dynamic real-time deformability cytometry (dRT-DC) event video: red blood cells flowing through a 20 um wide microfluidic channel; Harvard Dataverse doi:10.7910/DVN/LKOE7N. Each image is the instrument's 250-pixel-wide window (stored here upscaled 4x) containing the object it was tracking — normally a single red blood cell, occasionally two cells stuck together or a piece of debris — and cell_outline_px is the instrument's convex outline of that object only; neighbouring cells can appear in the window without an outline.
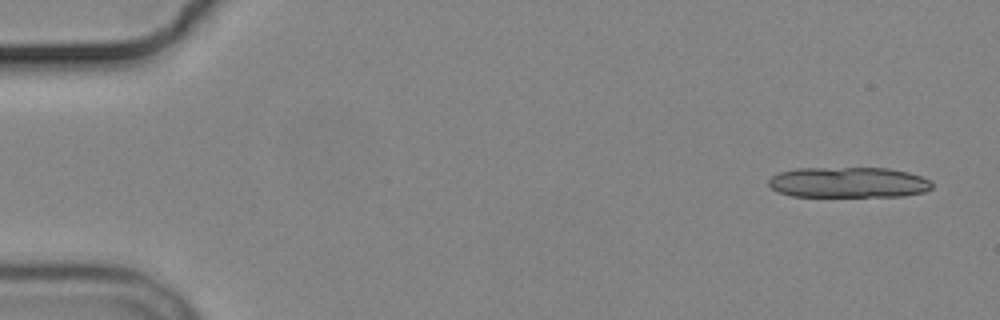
{"species": "common noctule bat (a hibernating species)", "species_latin": "Nyctalus noctula", "temperature_condition": "cold", "stored_images_in_passage": 4, "camera_frame_rate_fps": 3000, "um_per_image_px": 0.085, "animal": {"sex": "male", "body_mass_g": 19.2, "forearm_length_mm": 51.8}, "frame": {"image": 1, "passage_image": 1, "time_ms": 0.0, "image_size_px": [1000, 320], "cell_outline_px": [[932, 188], [924, 192], [904, 196], [792, 196], [780, 192], [772, 188], [768, 184], [768, 180], [772, 176], [780, 172], [796, 168], [888, 168], [908, 172], [920, 176], [928, 180], [932, 184]], "centroid_in_image_um": [72.12, 15.5], "position_along_channel_um": 12.9, "area_um2": 29.07}}